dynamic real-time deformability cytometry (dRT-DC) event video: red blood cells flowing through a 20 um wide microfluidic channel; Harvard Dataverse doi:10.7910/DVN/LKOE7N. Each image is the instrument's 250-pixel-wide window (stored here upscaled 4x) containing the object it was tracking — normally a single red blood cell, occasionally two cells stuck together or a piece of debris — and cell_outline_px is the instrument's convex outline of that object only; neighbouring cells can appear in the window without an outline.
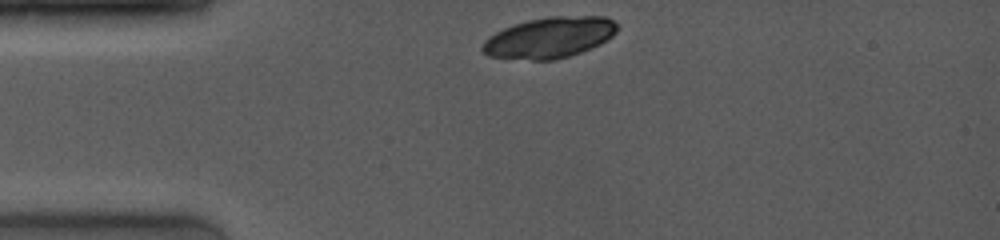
{"species": "common noctule bat (a hibernating species)", "species_latin": "Nyctalus noctula", "temperature_condition": "room temperature", "stored_images_in_passage": 4, "camera_frame_rate_fps": 4000, "um_per_image_px": 0.085, "animal": {"sex": "female", "body_mass_g": 19.0, "forearm_length_mm": 53.3}, "frame": {"image": 1, "passage_image": 1, "time_ms": 0.0, "image_size_px": [1000, 240], "cell_outline_px": [[620, 24], [616, 32], [608, 40], [600, 44], [580, 52], [556, 60], [532, 60], [488, 56], [480, 48], [484, 40], [488, 36], [512, 24], [528, 20], [548, 16], [604, 16]], "centroid_in_image_um": [46.71, 3.18], "position_along_channel_um": 38.3, "area_um2": 32.31}}